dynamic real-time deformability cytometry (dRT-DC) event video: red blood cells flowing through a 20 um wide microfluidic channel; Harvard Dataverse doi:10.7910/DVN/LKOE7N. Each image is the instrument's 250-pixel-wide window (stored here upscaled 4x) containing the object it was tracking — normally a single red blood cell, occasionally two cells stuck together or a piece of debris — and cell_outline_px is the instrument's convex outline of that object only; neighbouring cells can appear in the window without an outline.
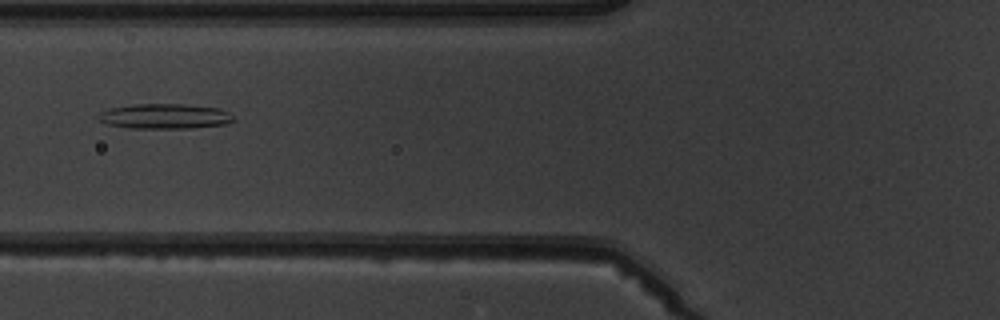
{"species": "common noctule bat (a hibernating species)", "species_latin": "Nyctalus noctula", "temperature_condition": "warm", "stored_images_in_passage": 6, "camera_frame_rate_fps": 3000, "um_per_image_px": 0.085, "animal": {"sex": "male", "body_mass_g": 19.5, "forearm_length_mm": 54.6}, "frame": {"image": 1, "passage_image": 5, "time_ms": 4.667, "image_size_px": [1000, 320], "cell_outline_px": [[236, 120], [228, 124], [192, 128], [132, 128], [104, 124], [100, 120], [100, 112], [108, 108], [132, 104], [184, 104], [220, 108], [228, 112]], "centroid_in_image_um": [14.03, 9.88], "position_along_channel_um": 111.8, "area_um2": 19.88}}